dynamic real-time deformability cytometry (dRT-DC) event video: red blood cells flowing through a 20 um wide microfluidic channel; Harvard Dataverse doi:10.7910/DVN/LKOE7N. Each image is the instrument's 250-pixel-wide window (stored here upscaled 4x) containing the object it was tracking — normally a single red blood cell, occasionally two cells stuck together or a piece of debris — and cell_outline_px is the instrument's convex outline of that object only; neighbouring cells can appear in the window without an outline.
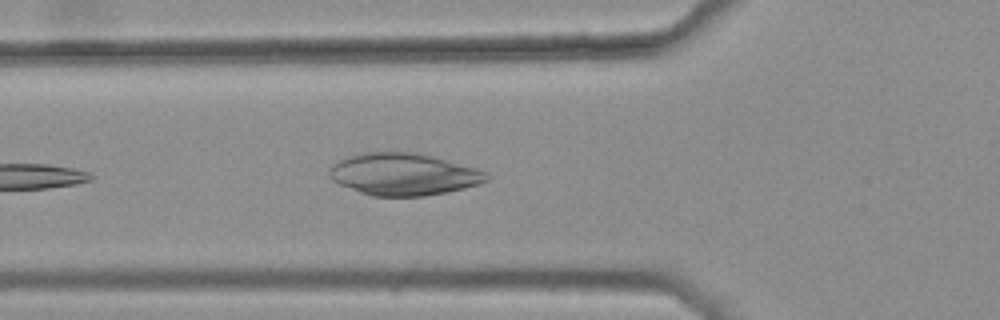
{"species": "common noctule bat (a hibernating species)", "species_latin": "Nyctalus noctula", "temperature_condition": "warm", "stored_images_in_passage": 5, "camera_frame_rate_fps": 3000, "um_per_image_px": 0.085, "animal": {"sex": "female", "body_mass_g": 25.1}, "frame": {"image": 1, "passage_image": 5, "time_ms": 1.333, "image_size_px": [1000, 320], "cell_outline_px": [[488, 180], [480, 184], [464, 188], [424, 196], [372, 196], [360, 192], [340, 184], [332, 180], [328, 172], [332, 164], [348, 156], [364, 152], [416, 152], [432, 156], [476, 168], [488, 172]], "centroid_in_image_um": [34.3, 14.81], "position_along_channel_um": 91.5, "area_um2": 38.44}}